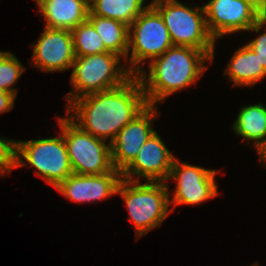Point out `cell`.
I'll use <instances>...</instances> for the list:
<instances>
[{"label": "cell", "instance_id": "cell-14", "mask_svg": "<svg viewBox=\"0 0 266 266\" xmlns=\"http://www.w3.org/2000/svg\"><path fill=\"white\" fill-rule=\"evenodd\" d=\"M122 173L117 169L101 175L73 173L62 181L57 189L65 198L77 202H97L116 195Z\"/></svg>", "mask_w": 266, "mask_h": 266}, {"label": "cell", "instance_id": "cell-25", "mask_svg": "<svg viewBox=\"0 0 266 266\" xmlns=\"http://www.w3.org/2000/svg\"><path fill=\"white\" fill-rule=\"evenodd\" d=\"M259 155V162L263 164V167H266V144L257 152Z\"/></svg>", "mask_w": 266, "mask_h": 266}, {"label": "cell", "instance_id": "cell-1", "mask_svg": "<svg viewBox=\"0 0 266 266\" xmlns=\"http://www.w3.org/2000/svg\"><path fill=\"white\" fill-rule=\"evenodd\" d=\"M136 75L119 87L82 96L66 107L67 117L82 131L111 143L118 132L146 106Z\"/></svg>", "mask_w": 266, "mask_h": 266}, {"label": "cell", "instance_id": "cell-15", "mask_svg": "<svg viewBox=\"0 0 266 266\" xmlns=\"http://www.w3.org/2000/svg\"><path fill=\"white\" fill-rule=\"evenodd\" d=\"M43 16L45 27L72 30L88 19L86 0H35Z\"/></svg>", "mask_w": 266, "mask_h": 266}, {"label": "cell", "instance_id": "cell-23", "mask_svg": "<svg viewBox=\"0 0 266 266\" xmlns=\"http://www.w3.org/2000/svg\"><path fill=\"white\" fill-rule=\"evenodd\" d=\"M266 26V19H260L255 25L248 31H254L256 34L262 29L264 30ZM249 46L256 54L262 64V67L266 70V29L264 33L258 34V37L251 40L246 44Z\"/></svg>", "mask_w": 266, "mask_h": 266}, {"label": "cell", "instance_id": "cell-29", "mask_svg": "<svg viewBox=\"0 0 266 266\" xmlns=\"http://www.w3.org/2000/svg\"><path fill=\"white\" fill-rule=\"evenodd\" d=\"M250 266H259V265L257 264V262H255L254 264H251Z\"/></svg>", "mask_w": 266, "mask_h": 266}, {"label": "cell", "instance_id": "cell-9", "mask_svg": "<svg viewBox=\"0 0 266 266\" xmlns=\"http://www.w3.org/2000/svg\"><path fill=\"white\" fill-rule=\"evenodd\" d=\"M217 173L215 169L191 165L175 158L168 177V180L177 181L173 197L170 198L172 212L180 204L197 205L215 198L219 194L215 183Z\"/></svg>", "mask_w": 266, "mask_h": 266}, {"label": "cell", "instance_id": "cell-24", "mask_svg": "<svg viewBox=\"0 0 266 266\" xmlns=\"http://www.w3.org/2000/svg\"><path fill=\"white\" fill-rule=\"evenodd\" d=\"M16 96L4 90H0V114L14 108Z\"/></svg>", "mask_w": 266, "mask_h": 266}, {"label": "cell", "instance_id": "cell-10", "mask_svg": "<svg viewBox=\"0 0 266 266\" xmlns=\"http://www.w3.org/2000/svg\"><path fill=\"white\" fill-rule=\"evenodd\" d=\"M206 26L217 41L223 35L250 30L261 18L250 0H209L203 6Z\"/></svg>", "mask_w": 266, "mask_h": 266}, {"label": "cell", "instance_id": "cell-13", "mask_svg": "<svg viewBox=\"0 0 266 266\" xmlns=\"http://www.w3.org/2000/svg\"><path fill=\"white\" fill-rule=\"evenodd\" d=\"M175 158L156 131L121 172L122 178L130 181H140L143 178L150 182H168Z\"/></svg>", "mask_w": 266, "mask_h": 266}, {"label": "cell", "instance_id": "cell-22", "mask_svg": "<svg viewBox=\"0 0 266 266\" xmlns=\"http://www.w3.org/2000/svg\"><path fill=\"white\" fill-rule=\"evenodd\" d=\"M17 141L0 137V177L16 169Z\"/></svg>", "mask_w": 266, "mask_h": 266}, {"label": "cell", "instance_id": "cell-16", "mask_svg": "<svg viewBox=\"0 0 266 266\" xmlns=\"http://www.w3.org/2000/svg\"><path fill=\"white\" fill-rule=\"evenodd\" d=\"M224 74L233 82V87H254V84L266 77V70L257 54L244 45L234 52Z\"/></svg>", "mask_w": 266, "mask_h": 266}, {"label": "cell", "instance_id": "cell-6", "mask_svg": "<svg viewBox=\"0 0 266 266\" xmlns=\"http://www.w3.org/2000/svg\"><path fill=\"white\" fill-rule=\"evenodd\" d=\"M24 166L35 168L36 176L42 177L54 188L72 175L63 134L60 132L53 138L17 140L16 167Z\"/></svg>", "mask_w": 266, "mask_h": 266}, {"label": "cell", "instance_id": "cell-18", "mask_svg": "<svg viewBox=\"0 0 266 266\" xmlns=\"http://www.w3.org/2000/svg\"><path fill=\"white\" fill-rule=\"evenodd\" d=\"M100 35L106 49L126 61L128 50L129 26L110 18L88 15L87 19Z\"/></svg>", "mask_w": 266, "mask_h": 266}, {"label": "cell", "instance_id": "cell-11", "mask_svg": "<svg viewBox=\"0 0 266 266\" xmlns=\"http://www.w3.org/2000/svg\"><path fill=\"white\" fill-rule=\"evenodd\" d=\"M31 47V65L46 73L69 70L76 58L72 33L68 29L45 27Z\"/></svg>", "mask_w": 266, "mask_h": 266}, {"label": "cell", "instance_id": "cell-5", "mask_svg": "<svg viewBox=\"0 0 266 266\" xmlns=\"http://www.w3.org/2000/svg\"><path fill=\"white\" fill-rule=\"evenodd\" d=\"M160 13L174 46H189L215 55V39L210 35L203 5L192 7L180 1H164L153 5Z\"/></svg>", "mask_w": 266, "mask_h": 266}, {"label": "cell", "instance_id": "cell-2", "mask_svg": "<svg viewBox=\"0 0 266 266\" xmlns=\"http://www.w3.org/2000/svg\"><path fill=\"white\" fill-rule=\"evenodd\" d=\"M206 61L212 63L206 51L189 46H173L148 61L149 74L144 69L136 74L147 104L157 106L169 95L193 86L208 69Z\"/></svg>", "mask_w": 266, "mask_h": 266}, {"label": "cell", "instance_id": "cell-8", "mask_svg": "<svg viewBox=\"0 0 266 266\" xmlns=\"http://www.w3.org/2000/svg\"><path fill=\"white\" fill-rule=\"evenodd\" d=\"M58 118L73 173L101 175L114 169L109 143L82 131L67 116Z\"/></svg>", "mask_w": 266, "mask_h": 266}, {"label": "cell", "instance_id": "cell-20", "mask_svg": "<svg viewBox=\"0 0 266 266\" xmlns=\"http://www.w3.org/2000/svg\"><path fill=\"white\" fill-rule=\"evenodd\" d=\"M76 57L109 52L93 25L86 20L71 30Z\"/></svg>", "mask_w": 266, "mask_h": 266}, {"label": "cell", "instance_id": "cell-3", "mask_svg": "<svg viewBox=\"0 0 266 266\" xmlns=\"http://www.w3.org/2000/svg\"><path fill=\"white\" fill-rule=\"evenodd\" d=\"M167 182H150L123 179L116 194L120 195L129 212L127 220L132 221L137 240L150 230L160 227L172 210Z\"/></svg>", "mask_w": 266, "mask_h": 266}, {"label": "cell", "instance_id": "cell-28", "mask_svg": "<svg viewBox=\"0 0 266 266\" xmlns=\"http://www.w3.org/2000/svg\"><path fill=\"white\" fill-rule=\"evenodd\" d=\"M256 7H259L265 0H250Z\"/></svg>", "mask_w": 266, "mask_h": 266}, {"label": "cell", "instance_id": "cell-27", "mask_svg": "<svg viewBox=\"0 0 266 266\" xmlns=\"http://www.w3.org/2000/svg\"><path fill=\"white\" fill-rule=\"evenodd\" d=\"M164 1H177V0H152V2H150L148 5L153 6L157 3L164 2Z\"/></svg>", "mask_w": 266, "mask_h": 266}, {"label": "cell", "instance_id": "cell-21", "mask_svg": "<svg viewBox=\"0 0 266 266\" xmlns=\"http://www.w3.org/2000/svg\"><path fill=\"white\" fill-rule=\"evenodd\" d=\"M25 70L26 68L13 53L0 51V90L17 96L18 90L13 87Z\"/></svg>", "mask_w": 266, "mask_h": 266}, {"label": "cell", "instance_id": "cell-26", "mask_svg": "<svg viewBox=\"0 0 266 266\" xmlns=\"http://www.w3.org/2000/svg\"><path fill=\"white\" fill-rule=\"evenodd\" d=\"M260 18L266 19V0L258 7Z\"/></svg>", "mask_w": 266, "mask_h": 266}, {"label": "cell", "instance_id": "cell-7", "mask_svg": "<svg viewBox=\"0 0 266 266\" xmlns=\"http://www.w3.org/2000/svg\"><path fill=\"white\" fill-rule=\"evenodd\" d=\"M173 46L169 31L160 13L153 6H148L129 26L125 61L126 63L128 60L130 62L127 66L128 70L133 75L138 74L147 60L151 61L161 56Z\"/></svg>", "mask_w": 266, "mask_h": 266}, {"label": "cell", "instance_id": "cell-19", "mask_svg": "<svg viewBox=\"0 0 266 266\" xmlns=\"http://www.w3.org/2000/svg\"><path fill=\"white\" fill-rule=\"evenodd\" d=\"M145 0H93L89 3V14L120 21L128 26L149 5ZM144 5V6H143Z\"/></svg>", "mask_w": 266, "mask_h": 266}, {"label": "cell", "instance_id": "cell-17", "mask_svg": "<svg viewBox=\"0 0 266 266\" xmlns=\"http://www.w3.org/2000/svg\"><path fill=\"white\" fill-rule=\"evenodd\" d=\"M232 130L243 141H253L256 153L266 144V106L262 103L240 108Z\"/></svg>", "mask_w": 266, "mask_h": 266}, {"label": "cell", "instance_id": "cell-12", "mask_svg": "<svg viewBox=\"0 0 266 266\" xmlns=\"http://www.w3.org/2000/svg\"><path fill=\"white\" fill-rule=\"evenodd\" d=\"M156 112V106L147 105L115 136L110 143L114 169L122 172L137 156L142 145L156 132L152 126L153 120L159 116V112Z\"/></svg>", "mask_w": 266, "mask_h": 266}, {"label": "cell", "instance_id": "cell-4", "mask_svg": "<svg viewBox=\"0 0 266 266\" xmlns=\"http://www.w3.org/2000/svg\"><path fill=\"white\" fill-rule=\"evenodd\" d=\"M121 60L112 52L76 57L70 76L72 90L64 97L66 107L82 96L111 90L128 81L133 74Z\"/></svg>", "mask_w": 266, "mask_h": 266}]
</instances>
